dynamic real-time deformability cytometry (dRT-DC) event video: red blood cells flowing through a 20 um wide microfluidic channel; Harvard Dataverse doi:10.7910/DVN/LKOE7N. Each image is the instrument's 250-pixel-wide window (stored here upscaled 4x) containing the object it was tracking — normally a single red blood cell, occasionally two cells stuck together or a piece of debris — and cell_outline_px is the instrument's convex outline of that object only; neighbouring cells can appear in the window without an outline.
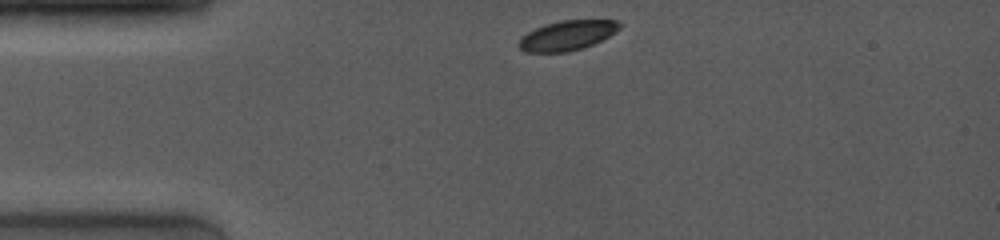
{"species": "common noctule bat (a hibernating species)", "species_latin": "Nyctalus noctula", "temperature_condition": "room temperature", "stored_images_in_passage": 37, "camera_frame_rate_fps": 4000, "um_per_image_px": 0.085, "animal": {"sex": "female", "body_mass_g": 19.0, "forearm_length_mm": 53.3}, "frame": {"image": 1, "passage_image": 1, "time_ms": 0.0, "image_size_px": [1000, 240], "cell_outline_px": [[624, 24], [616, 32], [592, 44], [568, 52], [524, 52], [516, 44], [520, 36], [544, 24], [560, 20], [616, 20]], "centroid_in_image_um": [48.18, 3.0], "position_along_channel_um": 36.8, "area_um2": 17.57}}
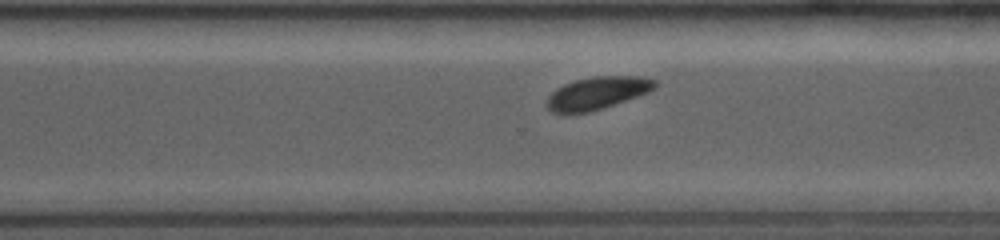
{"frame": {"image": 2, "passage_image": 26, "time_ms": 8.0, "image_size_px": [1000, 240], "cell_outline_px": [[656, 88], [648, 92], [588, 112], [552, 112], [544, 104], [548, 96], [556, 88], [564, 84], [576, 80], [592, 76], [644, 76], [656, 80]], "centroid_in_image_um": [50.75, 7.88], "position_along_channel_um": 319.8, "area_um2": 20.17}}
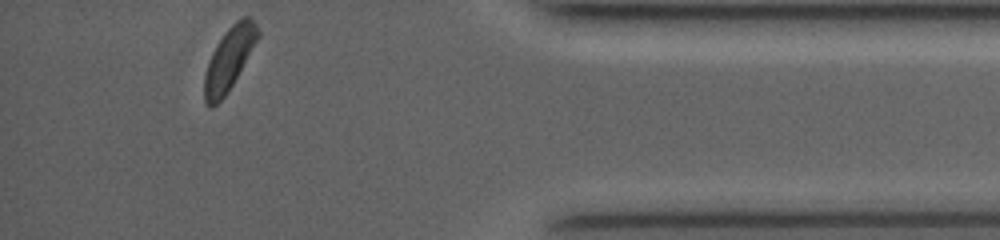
{"frame": {"image": 3, "passage_image": 37, "time_ms": 11.0, "image_size_px": [1000, 240], "cell_outline_px": [[260, 36], [228, 92], [212, 108], [208, 108], [204, 100], [204, 76], [212, 52], [216, 44], [228, 28], [236, 20], [244, 16], [248, 16], [256, 24], [260, 32]], "centroid_in_image_um": [19.47, 5.01], "position_along_channel_um": 415.7, "area_um2": 19.42}, "authors_computed_cell_mechanics": {"area_um2": 20.519, "velocity_mm_per_s": 3.9952, "shape_relaxation_time_tau1_ms": 0.9463, "shape_relaxation_time_tau2_ms": null, "deformation_change_tau1": 0.0616, "deformation_change_tau2": null}}